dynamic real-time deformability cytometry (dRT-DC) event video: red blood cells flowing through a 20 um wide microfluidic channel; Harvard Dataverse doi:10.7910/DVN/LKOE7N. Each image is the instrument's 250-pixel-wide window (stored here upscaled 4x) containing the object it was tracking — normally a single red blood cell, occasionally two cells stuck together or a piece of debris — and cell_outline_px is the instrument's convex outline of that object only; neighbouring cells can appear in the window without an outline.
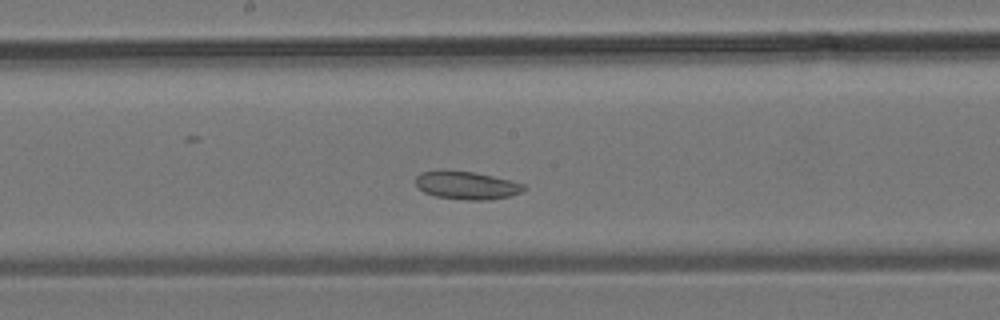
{"species": "common noctule bat (a hibernating species)", "species_latin": "Nyctalus noctula", "temperature_condition": "room temperature", "stored_images_in_passage": 33, "camera_frame_rate_fps": 3000, "um_per_image_px": 0.085, "animal": {"sex": "male", "body_mass_g": 19.2, "forearm_length_mm": 51.8}, "frame": {"image": 1, "passage_image": 15, "time_ms": 4.667, "image_size_px": [1000, 320], "cell_outline_px": [[524, 188], [520, 192], [512, 196], [488, 200], [464, 200], [436, 196], [424, 192], [416, 184], [416, 176], [420, 172], [440, 168], [444, 168], [472, 172], [492, 176], [524, 184]], "centroid_in_image_um": [39.6, 15.73], "position_along_channel_um": 208.6, "area_um2": 17.86}}
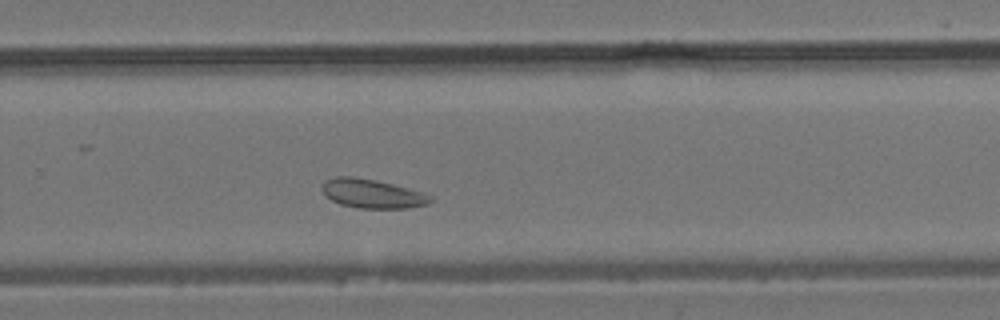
{"frame": {"image": 2, "passage_image": 20, "time_ms": 6.333, "image_size_px": [1000, 320], "cell_outline_px": [[432, 200], [428, 204], [408, 208], [356, 208], [340, 204], [324, 196], [320, 188], [324, 180], [336, 176], [352, 176], [392, 184], [408, 188], [432, 196]], "centroid_in_image_um": [31.57, 16.46], "position_along_channel_um": 298.2, "area_um2": 18.32}}
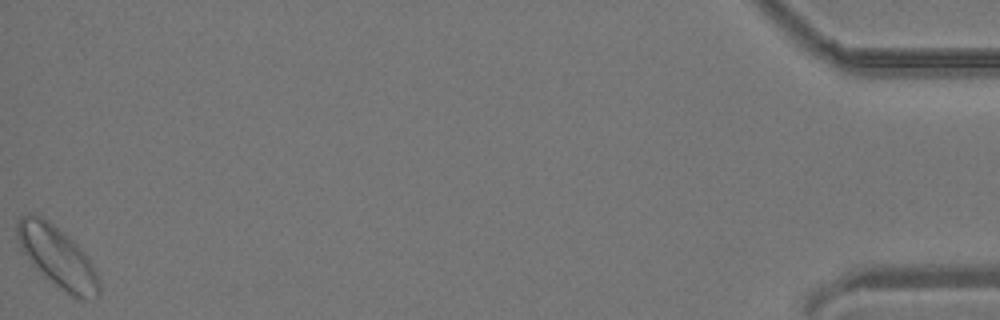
{"frame": {"image": 3, "passage_image": 33, "time_ms": 10.667, "image_size_px": [1000, 320], "cell_outline_px": [[100, 296], [96, 300], [84, 300], [72, 296], [40, 272], [32, 264], [20, 248], [16, 232], [16, 220], [20, 216], [40, 216], [48, 220], [72, 240], [84, 252], [92, 264], [100, 280]], "centroid_in_image_um": [4.91, 21.87], "position_along_channel_um": 430.3, "area_um2": 28.78}}